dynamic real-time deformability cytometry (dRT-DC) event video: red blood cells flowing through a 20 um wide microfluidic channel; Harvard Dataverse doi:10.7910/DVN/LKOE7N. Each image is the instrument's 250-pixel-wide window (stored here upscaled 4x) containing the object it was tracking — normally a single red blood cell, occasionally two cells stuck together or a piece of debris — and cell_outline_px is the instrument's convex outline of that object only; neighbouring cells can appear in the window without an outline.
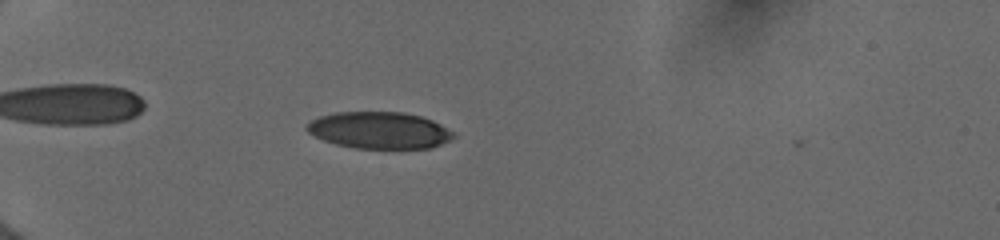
{"species": "human", "species_latin": "Homo sapiens", "temperature_condition": "cold", "stored_images_in_passage": 45, "camera_frame_rate_fps": 3000, "um_per_image_px": 0.085, "donor": {"sex": "female"}, "frame": {"image": 1, "passage_image": 9, "time_ms": 2.667, "image_size_px": [1000, 240], "cell_outline_px": [[456, 136], [452, 140], [432, 148], [356, 148], [336, 144], [324, 140], [308, 132], [304, 128], [304, 124], [308, 120], [320, 116], [336, 112], [404, 112], [420, 116], [432, 120], [456, 132]], "centroid_in_image_um": [32.26, 11.07], "position_along_channel_um": 52.7, "area_um2": 31.73}}
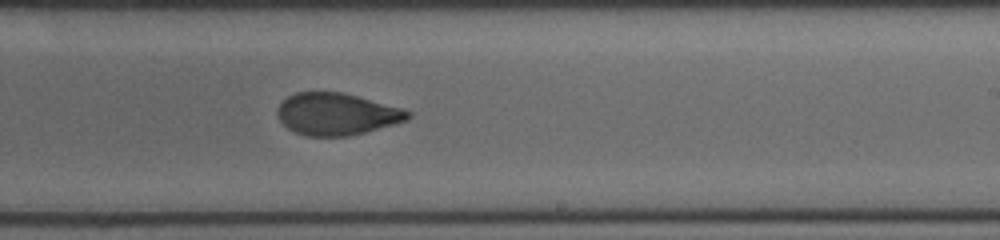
{"frame": {"image": 2, "passage_image": 27, "time_ms": 8.667, "image_size_px": [1000, 240], "cell_outline_px": [[412, 116], [408, 120], [364, 132], [348, 136], [304, 136], [288, 128], [280, 120], [276, 112], [276, 108], [288, 96], [296, 92], [344, 92], [404, 108], [412, 112]], "centroid_in_image_um": [28.64, 9.68], "position_along_channel_um": 260.4, "area_um2": 32.08}}
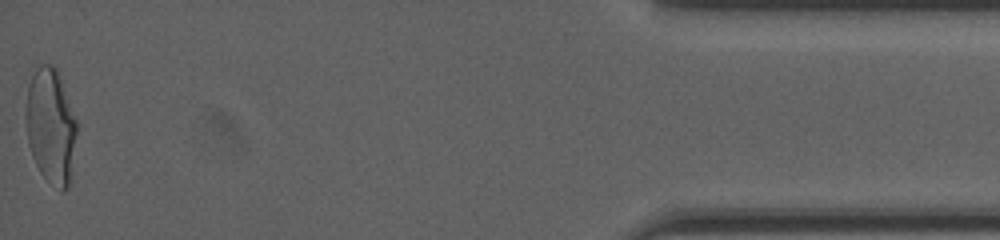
{"frame": {"image": 3, "passage_image": 45, "time_ms": 14.667, "image_size_px": [1000, 240], "cell_outline_px": [[76, 132], [68, 188], [60, 192], [40, 172], [32, 156], [28, 144], [24, 116], [24, 112], [28, 84], [32, 76], [40, 64], [48, 64], [56, 68], [76, 120]], "centroid_in_image_um": [4.27, 10.71], "position_along_channel_um": 430.9, "area_um2": 33.81}, "authors_computed_cell_mechanics": {"area_um2": 32.946, "velocity_mm_per_s": 4.0098, "shape_relaxation_time_tau1_ms": 9.5672, "shape_relaxation_time_tau2_ms": 1.2316, "deformation_change_tau1": 0.2356, "deformation_change_tau2": 0.0712}}